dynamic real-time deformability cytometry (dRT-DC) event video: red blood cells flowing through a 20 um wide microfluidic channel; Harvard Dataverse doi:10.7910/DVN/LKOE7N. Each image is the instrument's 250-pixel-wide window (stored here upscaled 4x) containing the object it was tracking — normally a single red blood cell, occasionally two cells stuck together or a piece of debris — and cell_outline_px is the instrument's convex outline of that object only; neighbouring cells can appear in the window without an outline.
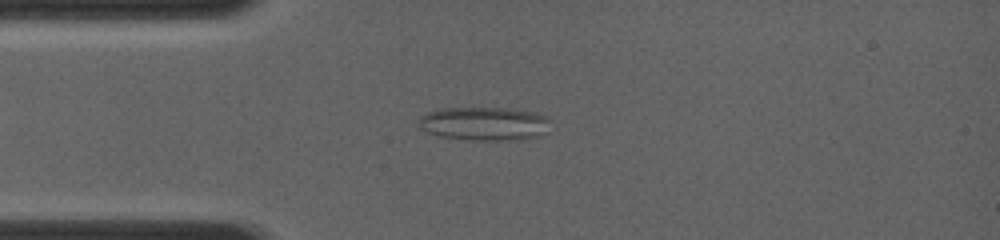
{"species": "common noctule bat (a hibernating species)", "species_latin": "Nyctalus noctula", "temperature_condition": "room temperature", "stored_images_in_passage": 48, "camera_frame_rate_fps": 4000, "um_per_image_px": 0.085, "animal": {"sex": "female", "body_mass_g": 19.0, "forearm_length_mm": 56.7}, "frame": {"image": 1, "passage_image": 1, "time_ms": 0.0, "image_size_px": [1000, 240], "cell_outline_px": [[548, 132], [540, 136], [524, 140], [472, 140], [440, 136], [428, 132], [420, 128], [420, 116], [428, 112], [444, 108], [508, 108], [536, 112], [548, 116]], "centroid_in_image_um": [41.23, 10.52], "position_along_channel_um": 43.8, "area_um2": 25.95}}
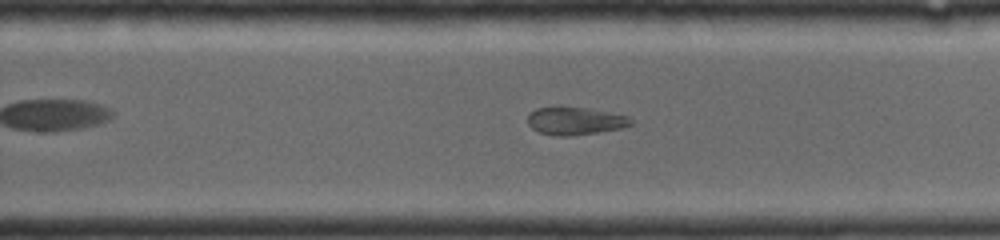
{"frame": {"image": 2, "passage_image": 28, "time_ms": 5.5, "image_size_px": [1000, 240], "cell_outline_px": [[632, 124], [620, 128], [572, 136], [552, 136], [540, 132], [532, 128], [528, 124], [528, 112], [536, 108], [556, 104], [560, 104], [588, 108], [628, 116], [632, 120]], "centroid_in_image_um": [48.8, 10.23], "position_along_channel_um": 281.0, "area_um2": 17.22}}
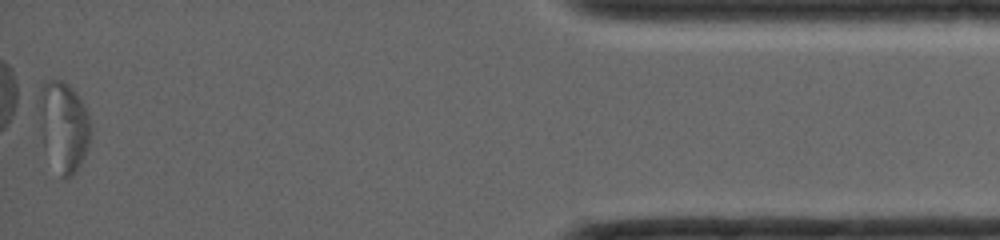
{"frame": {"image": 3, "passage_image": 48, "time_ms": 10.25, "image_size_px": [1000, 240], "cell_outline_px": [[88, 148], [80, 164], [64, 180], [60, 176], [44, 140], [40, 108], [40, 88], [48, 80], [60, 80], [68, 84], [80, 96], [84, 104], [88, 116]], "centroid_in_image_um": [5.44, 10.67], "position_along_channel_um": 429.8, "area_um2": 25.49}}